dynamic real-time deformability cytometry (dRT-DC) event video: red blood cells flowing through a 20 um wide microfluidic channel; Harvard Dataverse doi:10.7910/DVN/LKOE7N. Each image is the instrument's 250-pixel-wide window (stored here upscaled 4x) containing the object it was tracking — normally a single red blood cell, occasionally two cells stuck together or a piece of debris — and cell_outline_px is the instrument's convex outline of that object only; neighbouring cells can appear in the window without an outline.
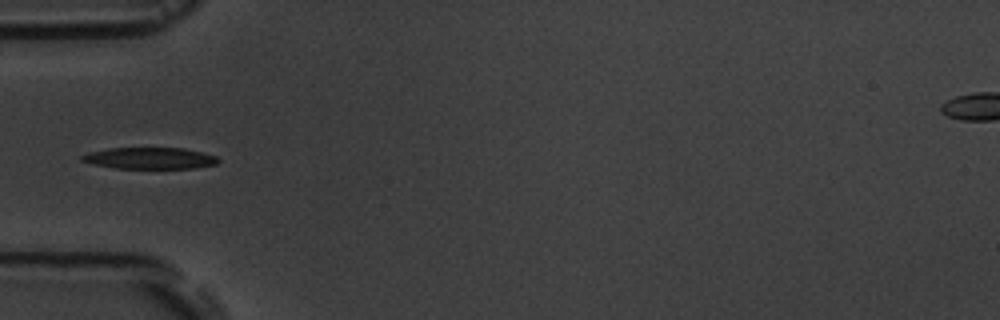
{"species": "common noctule bat (a hibernating species)", "species_latin": "Nyctalus noctula", "temperature_condition": "room temperature", "stored_images_in_passage": 6, "camera_frame_rate_fps": 3000, "um_per_image_px": 0.085, "animal": {"sex": "male", "body_mass_g": 19.5, "forearm_length_mm": 54.6}, "frame": {"image": 1, "passage_image": 6, "time_ms": 5.333, "image_size_px": [1000, 320], "cell_outline_px": [[220, 160], [216, 164], [196, 168], [116, 168], [96, 164], [80, 160], [80, 156], [88, 152], [108, 148], [184, 148], [216, 156]], "centroid_in_image_um": [12.73, 13.44], "position_along_channel_um": 72.3, "area_um2": 16.94}}